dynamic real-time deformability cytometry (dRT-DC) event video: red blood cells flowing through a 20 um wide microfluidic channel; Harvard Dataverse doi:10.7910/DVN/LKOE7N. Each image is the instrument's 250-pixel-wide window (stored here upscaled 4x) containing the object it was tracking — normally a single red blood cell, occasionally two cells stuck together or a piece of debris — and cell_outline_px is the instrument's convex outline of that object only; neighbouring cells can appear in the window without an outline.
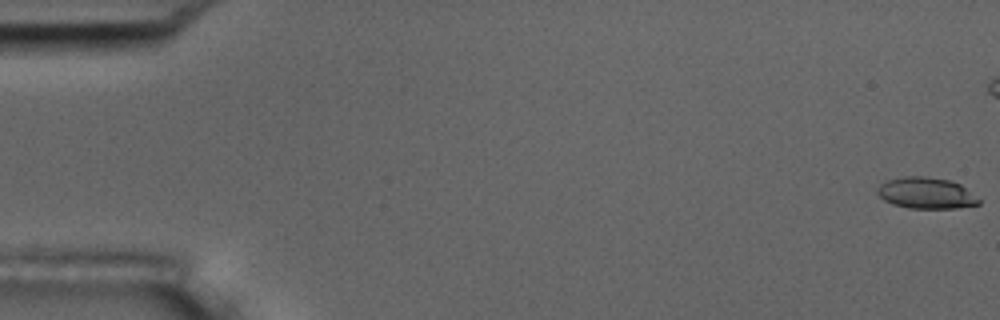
{"species": "common noctule bat (a hibernating species)", "species_latin": "Nyctalus noctula", "temperature_condition": "room temperature", "stored_images_in_passage": 11, "camera_frame_rate_fps": 3000, "um_per_image_px": 0.085, "animal": {"sex": "male", "body_mass_g": 17.5, "forearm_length_mm": 52.3}, "frame": {"image": 1, "passage_image": 1, "time_ms": 0.0, "image_size_px": [1000, 320], "cell_outline_px": [[980, 204], [956, 208], [908, 208], [892, 204], [884, 200], [876, 192], [876, 188], [880, 184], [888, 180], [904, 176], [924, 176], [952, 180], [960, 184], [980, 200]], "centroid_in_image_um": [78.7, 16.41], "position_along_channel_um": 6.3, "area_um2": 18.5}}